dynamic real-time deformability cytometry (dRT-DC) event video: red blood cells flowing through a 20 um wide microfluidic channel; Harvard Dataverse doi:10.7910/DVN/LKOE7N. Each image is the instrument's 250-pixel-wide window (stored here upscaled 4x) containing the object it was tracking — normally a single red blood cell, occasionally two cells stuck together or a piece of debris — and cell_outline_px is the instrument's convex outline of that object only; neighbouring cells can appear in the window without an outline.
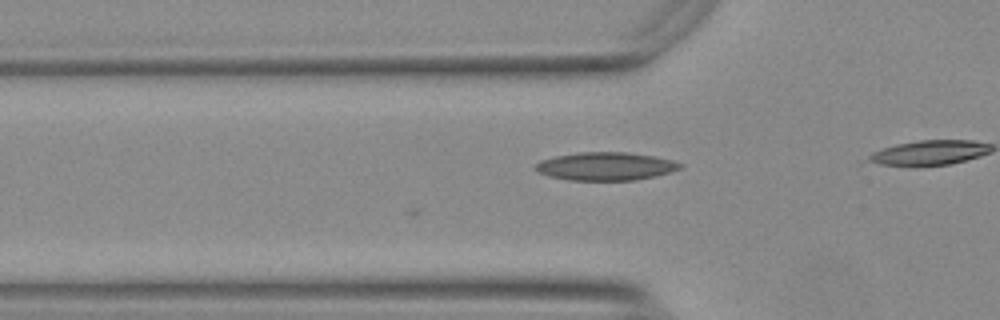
{"species": "Egyptian fruit bat (a non-hibernating species)", "species_latin": "Rousettus aegyptiacus", "temperature_condition": "warm", "stored_images_in_passage": 4, "camera_frame_rate_fps": 3000, "um_per_image_px": 0.085, "animal": {"sex": "female"}, "frame": {"image": 1, "passage_image": 4, "time_ms": 1.0, "image_size_px": [1000, 320], "cell_outline_px": [[684, 168], [652, 176], [632, 180], [568, 180], [548, 176], [536, 172], [532, 168], [540, 160], [556, 156], [576, 152], [628, 152], [652, 156], [672, 160], [684, 164]], "centroid_in_image_um": [51.43, 14.13], "position_along_channel_um": 74.4, "area_um2": 23.76}}